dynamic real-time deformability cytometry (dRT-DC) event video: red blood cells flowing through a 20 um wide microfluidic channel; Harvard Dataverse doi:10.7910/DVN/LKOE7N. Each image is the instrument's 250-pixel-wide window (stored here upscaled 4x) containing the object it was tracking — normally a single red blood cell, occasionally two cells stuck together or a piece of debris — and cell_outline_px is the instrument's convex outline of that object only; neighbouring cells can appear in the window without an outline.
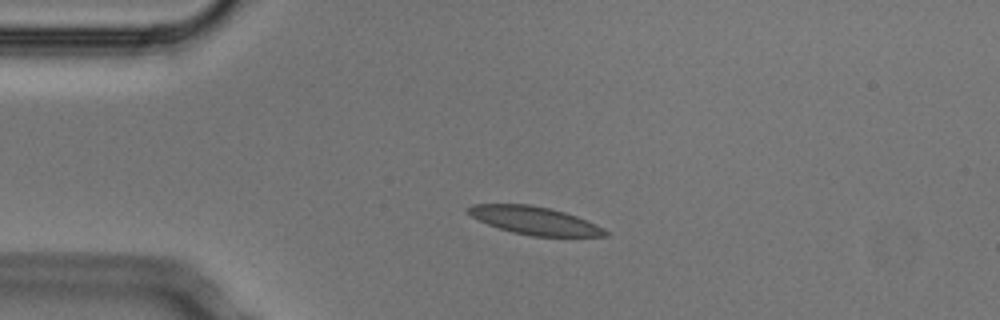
{"species": "Egyptian fruit bat (a non-hibernating species)", "species_latin": "Rousettus aegyptiacus", "temperature_condition": "cold", "stored_images_in_passage": 4, "camera_frame_rate_fps": 3000, "um_per_image_px": 0.085, "animal": {"sex": "male"}, "frame": {"image": 1, "passage_image": 3, "time_ms": 0.667, "image_size_px": [1000, 320], "cell_outline_px": [[608, 236], [532, 236], [512, 232], [488, 224], [472, 216], [464, 208], [472, 204], [528, 204], [548, 208], [564, 212], [588, 220], [604, 228], [608, 232]], "centroid_in_image_um": [45.45, 18.74], "position_along_channel_um": 39.6, "area_um2": 22.14}}